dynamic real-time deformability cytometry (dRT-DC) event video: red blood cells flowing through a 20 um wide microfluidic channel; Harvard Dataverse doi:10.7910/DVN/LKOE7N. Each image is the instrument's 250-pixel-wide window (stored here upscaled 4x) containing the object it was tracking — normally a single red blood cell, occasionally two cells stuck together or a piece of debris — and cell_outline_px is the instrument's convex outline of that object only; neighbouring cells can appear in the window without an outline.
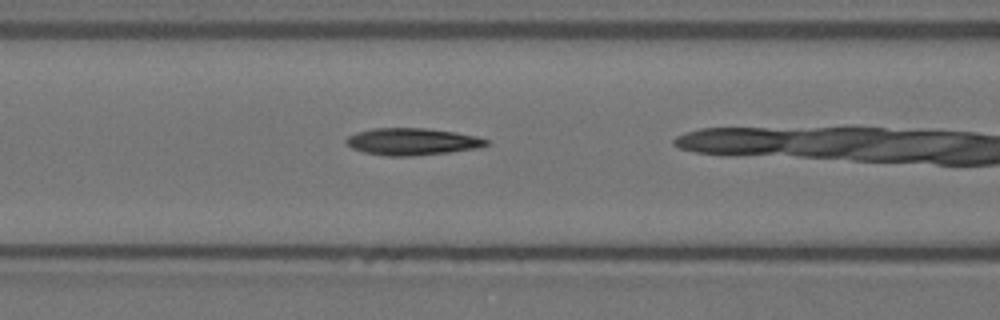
{"species": "Egyptian fruit bat (a non-hibernating species)", "species_latin": "Rousettus aegyptiacus", "temperature_condition": "warm", "stored_images_in_passage": 28, "camera_frame_rate_fps": 3000, "um_per_image_px": 0.085, "animal": {"sex": "female"}, "frame": {"image": 1, "passage_image": 20, "time_ms": 6.333, "image_size_px": [1000, 320], "cell_outline_px": [[488, 144], [480, 148], [416, 156], [384, 156], [364, 152], [352, 148], [344, 140], [348, 136], [356, 132], [372, 128], [424, 128], [456, 132], [476, 136], [488, 140]], "centroid_in_image_um": [35.02, 12.04], "position_along_channel_um": 131.6, "area_um2": 22.14}}
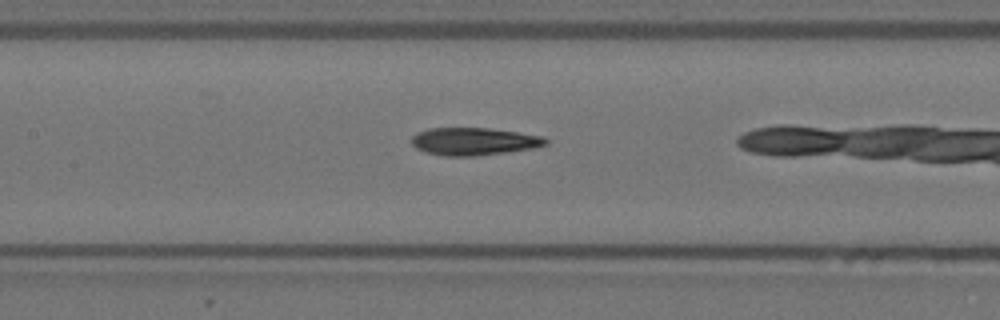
{"frame": {"image": 2, "passage_image": 23, "time_ms": 7.333, "image_size_px": [1000, 320], "cell_outline_px": [[548, 144], [532, 148], [504, 152], [472, 156], [444, 156], [428, 152], [416, 148], [412, 144], [412, 136], [416, 132], [428, 128], [488, 128], [544, 136], [548, 140]], "centroid_in_image_um": [40.27, 12.01], "position_along_channel_um": 167.1, "area_um2": 21.39}}
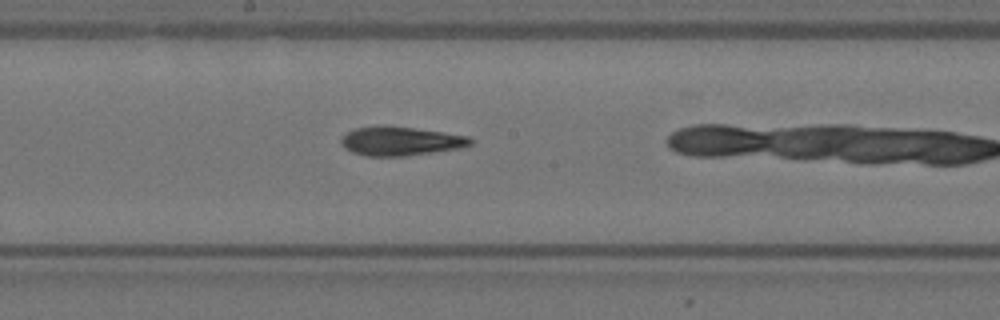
{"frame": {"image": 3, "passage_image": 27, "time_ms": 8.667, "image_size_px": [1000, 320], "cell_outline_px": [[472, 144], [460, 148], [404, 156], [364, 156], [352, 152], [344, 148], [340, 144], [340, 140], [348, 132], [356, 128], [380, 124], [384, 124], [444, 132], [468, 136], [472, 140]], "centroid_in_image_um": [34.0, 11.98], "position_along_channel_um": 214.2, "area_um2": 21.96}}